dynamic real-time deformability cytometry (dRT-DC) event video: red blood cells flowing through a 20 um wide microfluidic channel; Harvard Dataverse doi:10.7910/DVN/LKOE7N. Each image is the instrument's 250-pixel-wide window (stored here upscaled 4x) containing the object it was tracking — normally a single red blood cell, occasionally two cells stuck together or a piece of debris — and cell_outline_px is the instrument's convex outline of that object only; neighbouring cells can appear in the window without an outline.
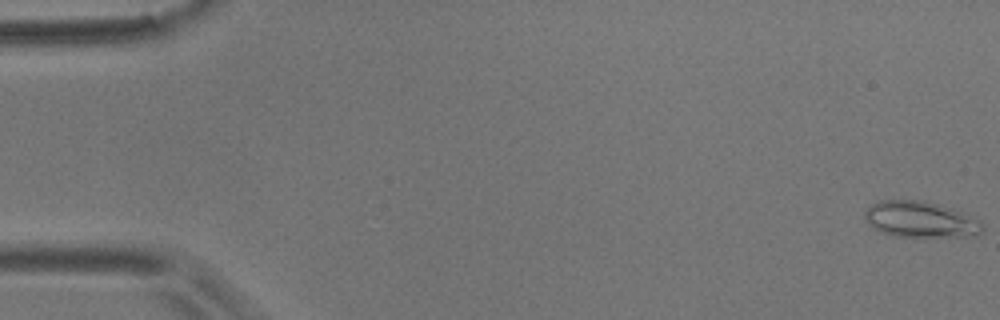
{"species": "common noctule bat (a hibernating species)", "species_latin": "Nyctalus noctula", "temperature_condition": "room temperature", "stored_images_in_passage": 57, "camera_frame_rate_fps": 3000, "um_per_image_px": 0.085, "animal": {"sex": "male", "body_mass_g": 17.9}, "frame": {"image": 1, "passage_image": 1, "time_ms": 0.0, "image_size_px": [1000, 320], "cell_outline_px": [[984, 228], [976, 236], [892, 236], [880, 232], [868, 224], [864, 216], [864, 212], [872, 204], [880, 200], [924, 200], [952, 208], [964, 212], [980, 220], [984, 224]], "centroid_in_image_um": [78.25, 18.65], "position_along_channel_um": 6.7, "area_um2": 24.91}}
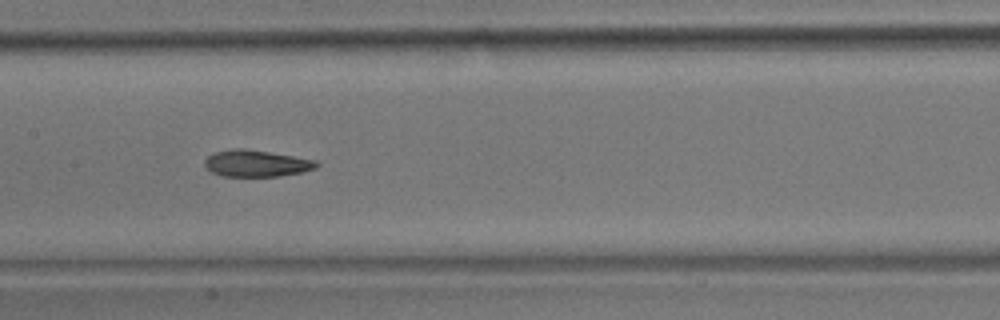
{"frame": {"image": 2, "passage_image": 28, "time_ms": 9.0, "image_size_px": [1000, 320], "cell_outline_px": [[320, 164], [316, 168], [300, 172], [280, 176], [220, 176], [212, 172], [204, 164], [204, 160], [208, 156], [216, 152], [232, 148], [244, 148], [316, 160]], "centroid_in_image_um": [21.78, 13.89], "position_along_channel_um": 185.6, "area_um2": 17.22}}
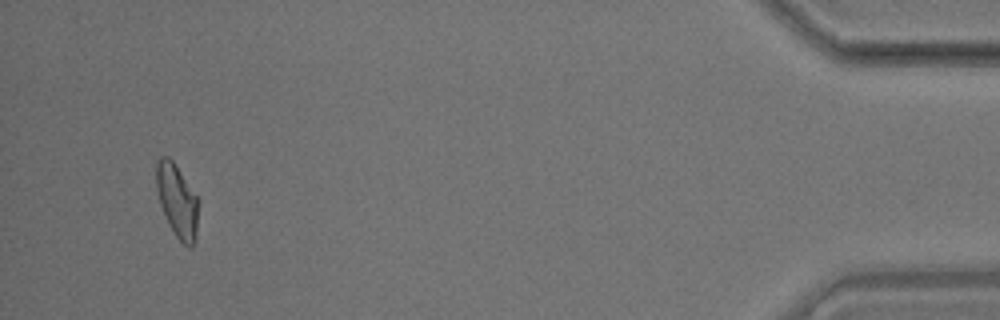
{"frame": {"image": 3, "passage_image": 54, "time_ms": 17.667, "image_size_px": [1000, 320], "cell_outline_px": [[200, 200], [196, 236], [192, 248], [188, 248], [176, 236], [160, 204], [156, 188], [156, 160], [160, 156], [168, 156], [172, 160]], "centroid_in_image_um": [15.08, 17.05], "position_along_channel_um": 420.1, "area_um2": 17.98}, "authors_computed_cell_mechanics": {"area_um2": 18.207, "velocity_mm_per_s": 3.5723, "shape_relaxation_time_tau1_ms": 10.1465, "shape_relaxation_time_tau2_ms": 3.155, "deformation_change_tau1": 0.226, "deformation_change_tau2": 0.0988}}